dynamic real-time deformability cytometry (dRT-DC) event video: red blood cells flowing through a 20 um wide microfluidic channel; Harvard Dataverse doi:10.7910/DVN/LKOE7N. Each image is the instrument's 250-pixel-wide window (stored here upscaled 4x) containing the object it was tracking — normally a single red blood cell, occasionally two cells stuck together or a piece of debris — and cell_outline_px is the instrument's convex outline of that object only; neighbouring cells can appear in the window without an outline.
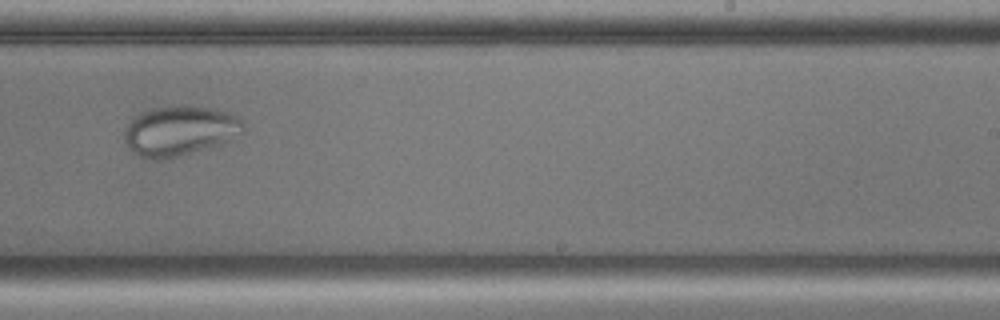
{"species": "common noctule bat (a hibernating species)", "species_latin": "Nyctalus noctula", "temperature_condition": "cold", "stored_images_in_passage": 54, "camera_frame_rate_fps": 3000, "um_per_image_px": 0.085, "animal": {"sex": "male", "body_mass_g": 17.9, "forearm_length_mm": 54.2}, "frame": {"image": 1, "passage_image": 33, "time_ms": 10.667, "image_size_px": [1000, 320], "cell_outline_px": [[244, 132], [220, 144], [176, 156], [160, 160], [152, 160], [140, 156], [132, 152], [128, 148], [124, 140], [124, 128], [132, 116], [140, 112], [152, 108], [172, 104], [212, 108], [228, 112], [240, 120], [244, 124]], "centroid_in_image_um": [15.2, 11.09], "position_along_channel_um": 273.8, "area_um2": 34.8}}